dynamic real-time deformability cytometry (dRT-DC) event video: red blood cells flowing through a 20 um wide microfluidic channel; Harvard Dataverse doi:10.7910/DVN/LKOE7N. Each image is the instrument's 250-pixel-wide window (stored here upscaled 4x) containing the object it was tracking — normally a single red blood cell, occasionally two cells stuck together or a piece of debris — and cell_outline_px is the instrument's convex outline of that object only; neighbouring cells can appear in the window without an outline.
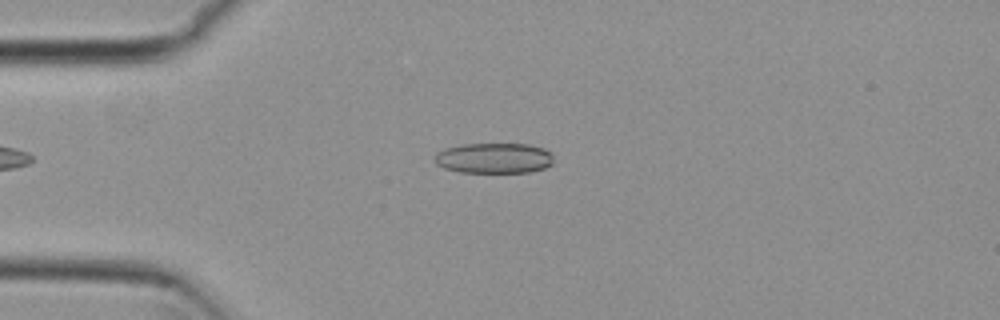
{"species": "common noctule bat (a hibernating species)", "species_latin": "Nyctalus noctula", "temperature_condition": "cold", "stored_images_in_passage": 42, "camera_frame_rate_fps": 3000, "um_per_image_px": 0.085, "animal": {"sex": "female", "body_mass_g": 29.2, "forearm_length_mm": 56.3}, "frame": {"image": 1, "passage_image": 2, "time_ms": 0.333, "image_size_px": [1000, 320], "cell_outline_px": [[552, 164], [544, 168], [528, 172], [460, 172], [444, 168], [436, 164], [432, 160], [436, 152], [444, 148], [460, 144], [528, 144], [544, 148], [552, 152]], "centroid_in_image_um": [41.95, 13.43], "position_along_channel_um": 43.1, "area_um2": 21.33}}
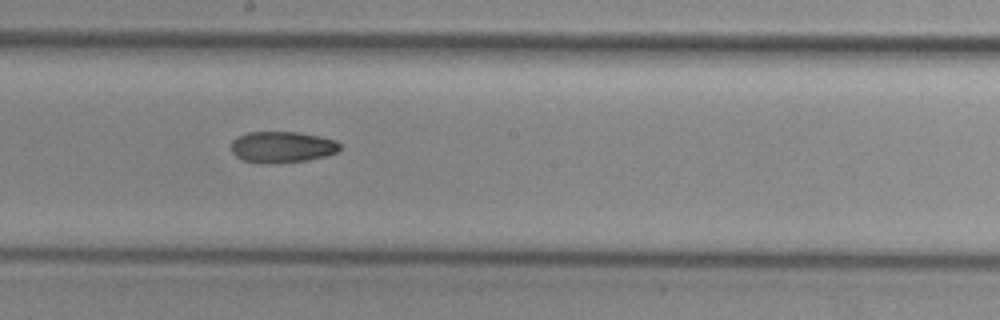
{"frame": {"image": 2, "passage_image": 18, "time_ms": 5.667, "image_size_px": [1000, 320], "cell_outline_px": [[340, 148], [336, 152], [324, 156], [308, 160], [268, 164], [260, 164], [244, 160], [236, 156], [232, 152], [232, 140], [236, 136], [248, 132], [296, 132], [320, 136], [336, 140], [340, 144]], "centroid_in_image_um": [23.95, 12.5], "position_along_channel_um": 224.2, "area_um2": 19.88}}
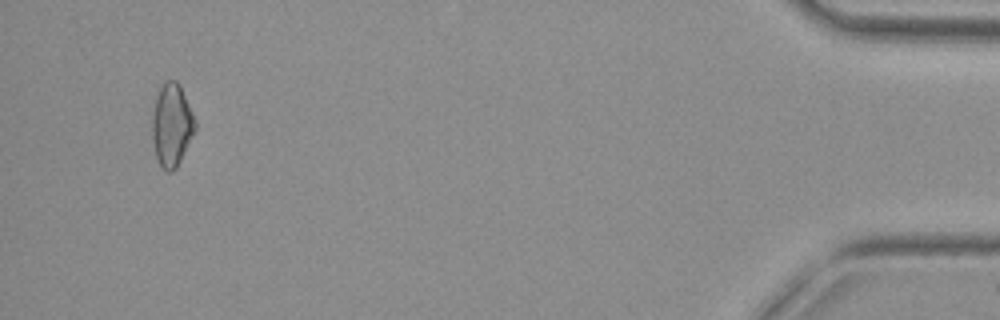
{"frame": {"image": 3, "passage_image": 40, "time_ms": 13.0, "image_size_px": [1000, 320], "cell_outline_px": [[196, 128], [176, 168], [172, 172], [164, 172], [160, 168], [156, 156], [152, 140], [152, 116], [156, 96], [164, 80], [176, 80], [184, 96], [196, 124]], "centroid_in_image_um": [14.55, 10.67], "position_along_channel_um": 420.6, "area_um2": 20.4}}